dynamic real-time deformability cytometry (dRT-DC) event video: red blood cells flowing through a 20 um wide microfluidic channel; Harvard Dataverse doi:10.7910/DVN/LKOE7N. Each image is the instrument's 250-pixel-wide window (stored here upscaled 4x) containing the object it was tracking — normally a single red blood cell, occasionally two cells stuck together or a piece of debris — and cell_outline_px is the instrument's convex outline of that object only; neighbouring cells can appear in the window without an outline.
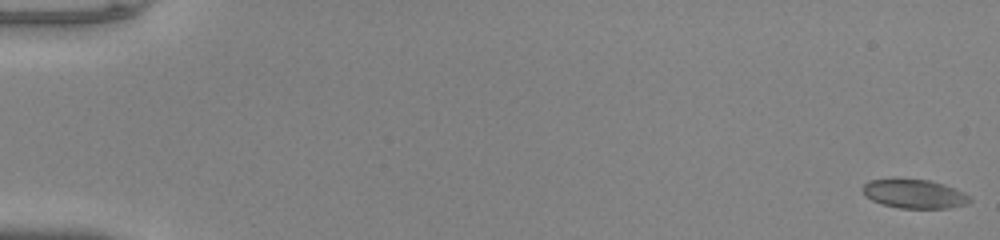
{"species": "common noctule bat (a hibernating species)", "species_latin": "Nyctalus noctula", "temperature_condition": "warm", "stored_images_in_passage": 51, "camera_frame_rate_fps": 3000, "um_per_image_px": 0.085, "animal": {"sex": "male", "body_mass_g": 20.0, "forearm_length_mm": 53.3}, "frame": {"image": 1, "passage_image": 1, "time_ms": 0.0, "image_size_px": [1000, 240], "cell_outline_px": [[972, 200], [968, 204], [948, 208], [900, 208], [884, 204], [872, 200], [864, 196], [860, 188], [868, 180], [892, 176], [896, 176], [928, 180], [944, 184], [964, 192], [972, 196]], "centroid_in_image_um": [77.67, 16.43], "position_along_channel_um": 7.3, "area_um2": 18.9}}
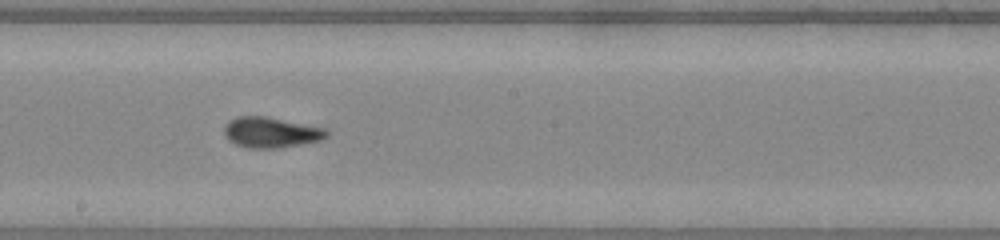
{"frame": {"image": 2, "passage_image": 30, "time_ms": 9.667, "image_size_px": [1000, 240], "cell_outline_px": [[328, 136], [320, 140], [280, 148], [248, 148], [236, 144], [228, 140], [224, 136], [224, 124], [228, 120], [236, 116], [268, 116], [324, 128], [328, 132]], "centroid_in_image_um": [22.98, 11.24], "position_along_channel_um": 225.2, "area_um2": 18.38}}
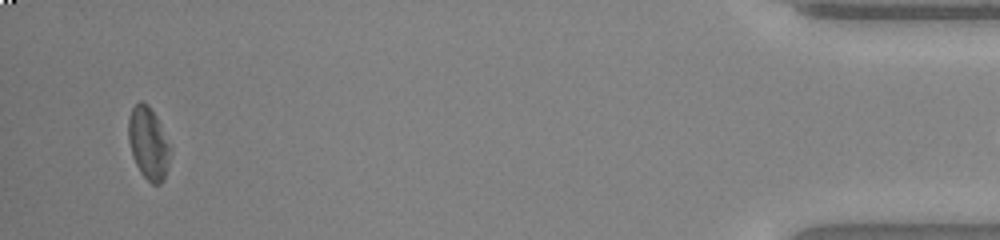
{"frame": {"image": 3, "passage_image": 50, "time_ms": 16.333, "image_size_px": [1000, 240], "cell_outline_px": [[172, 152], [164, 180], [160, 184], [152, 184], [140, 172], [132, 156], [128, 140], [128, 120], [132, 108], [140, 100], [148, 104], [156, 116]], "centroid_in_image_um": [12.61, 12.19], "position_along_channel_um": 422.6, "area_um2": 17.63}}